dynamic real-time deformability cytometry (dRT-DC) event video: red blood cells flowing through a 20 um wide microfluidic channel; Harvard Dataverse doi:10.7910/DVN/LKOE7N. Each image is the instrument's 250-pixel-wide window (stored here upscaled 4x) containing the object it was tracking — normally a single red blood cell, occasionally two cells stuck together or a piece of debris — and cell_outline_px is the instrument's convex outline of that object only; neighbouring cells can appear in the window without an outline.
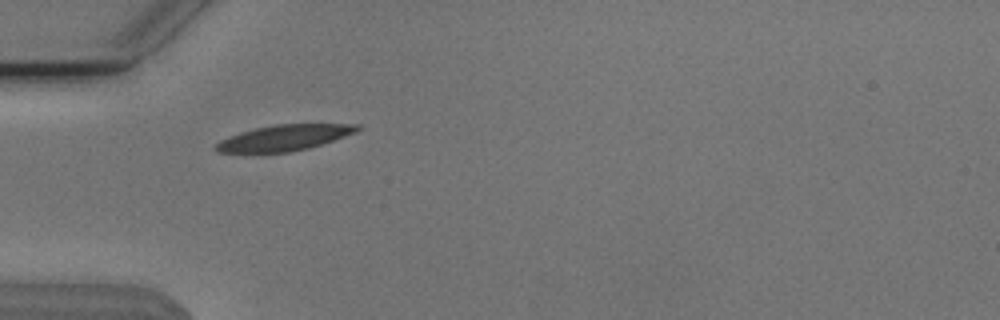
{"species": "Egyptian fruit bat (a non-hibernating species)", "species_latin": "Rousettus aegyptiacus", "temperature_condition": "cold", "stored_images_in_passage": 8, "camera_frame_rate_fps": 3000, "um_per_image_px": 0.085, "animal": {"sex": "male"}, "frame": {"image": 1, "passage_image": 1, "time_ms": 0.0, "image_size_px": [1000, 320], "cell_outline_px": [[360, 128], [352, 132], [332, 140], [308, 148], [288, 152], [216, 152], [212, 148], [220, 140], [228, 136], [256, 128], [276, 124], [360, 124]], "centroid_in_image_um": [24.07, 11.71], "position_along_channel_um": 60.9, "area_um2": 20.75}}